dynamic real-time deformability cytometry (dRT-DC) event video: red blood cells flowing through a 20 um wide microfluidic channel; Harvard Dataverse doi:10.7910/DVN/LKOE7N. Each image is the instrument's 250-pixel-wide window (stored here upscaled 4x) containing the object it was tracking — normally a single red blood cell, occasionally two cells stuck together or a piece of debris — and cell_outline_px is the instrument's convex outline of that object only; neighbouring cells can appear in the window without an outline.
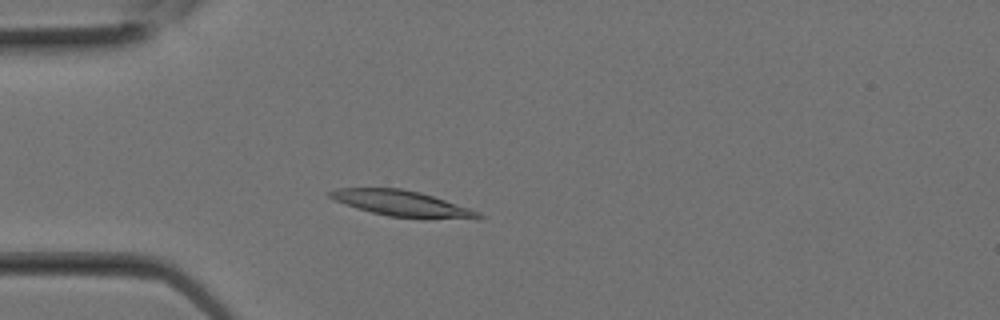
{"species": "Egyptian fruit bat (a non-hibernating species)", "species_latin": "Rousettus aegyptiacus", "temperature_condition": "room temperature", "stored_images_in_passage": 13, "camera_frame_rate_fps": 3000, "um_per_image_px": 0.085, "animal": {"sex": "female"}, "frame": {"image": 1, "passage_image": 6, "time_ms": 1.667, "image_size_px": [1000, 320], "cell_outline_px": [[484, 216], [476, 220], [424, 220], [388, 216], [356, 208], [344, 204], [328, 196], [328, 192], [336, 188], [400, 188], [420, 192], [480, 212]], "centroid_in_image_um": [34.26, 17.34], "position_along_channel_um": 50.7, "area_um2": 22.83}}
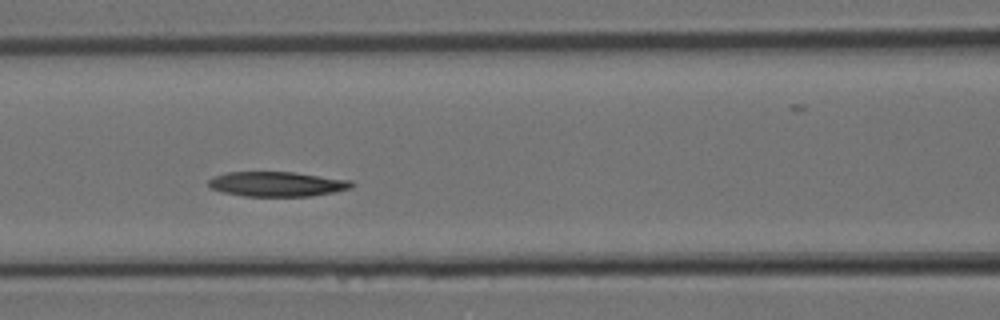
{"frame": {"image": 2, "passage_image": 10, "time_ms": 3.0, "image_size_px": [1000, 320], "cell_outline_px": [[356, 184], [352, 188], [332, 192], [308, 196], [244, 196], [224, 192], [212, 188], [208, 184], [208, 180], [224, 172], [292, 172], [352, 180]], "centroid_in_image_um": [23.58, 15.64], "position_along_channel_um": 143.0, "area_um2": 20.58}}
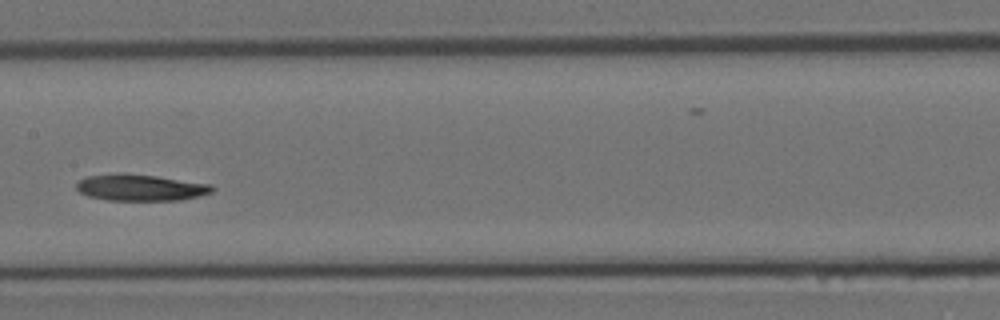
{"frame": {"image": 3, "passage_image": 12, "time_ms": 3.667, "image_size_px": [1000, 320], "cell_outline_px": [[216, 188], [212, 192], [200, 196], [180, 200], [108, 200], [88, 196], [80, 192], [76, 188], [76, 180], [88, 176], [116, 172], [120, 172], [156, 176], [212, 184]], "centroid_in_image_um": [11.93, 15.93], "position_along_channel_um": 195.5, "area_um2": 21.21}}